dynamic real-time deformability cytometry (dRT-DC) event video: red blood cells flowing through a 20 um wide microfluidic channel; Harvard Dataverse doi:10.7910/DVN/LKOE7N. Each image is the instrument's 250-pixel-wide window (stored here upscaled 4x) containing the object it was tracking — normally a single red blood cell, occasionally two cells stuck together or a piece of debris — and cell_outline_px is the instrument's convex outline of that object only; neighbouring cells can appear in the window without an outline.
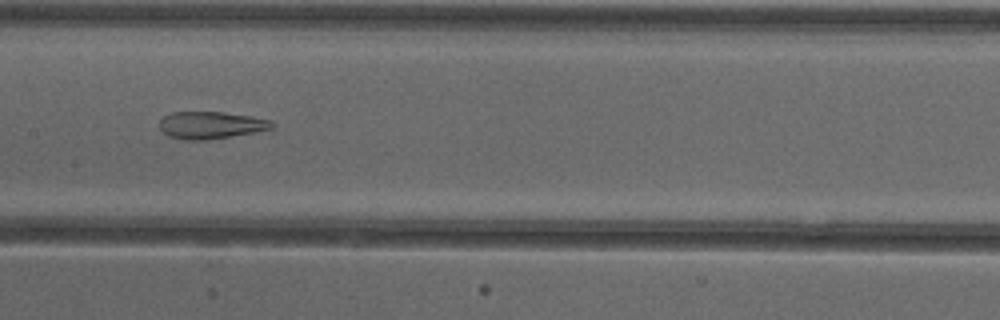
{"species": "common noctule bat (a hibernating species)", "species_latin": "Nyctalus noctula", "temperature_condition": "cold", "stored_images_in_passage": 37, "camera_frame_rate_fps": 3000, "um_per_image_px": 0.085, "animal": {"sex": "female"}, "frame": {"image": 1, "passage_image": 11, "time_ms": 3.333, "image_size_px": [1000, 320], "cell_outline_px": [[276, 124], [272, 128], [256, 132], [208, 140], [184, 140], [168, 136], [160, 128], [160, 120], [164, 116], [172, 112], [224, 112], [252, 116], [272, 120]], "centroid_in_image_um": [17.96, 10.64], "position_along_channel_um": 189.4, "area_um2": 17.98}}
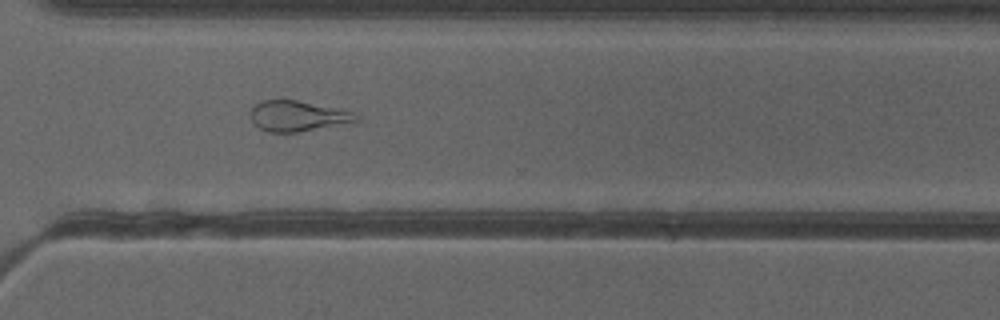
{"frame": {"image": 2, "passage_image": 23, "time_ms": 7.333, "image_size_px": [1000, 320], "cell_outline_px": [[360, 116], [356, 120], [296, 132], [268, 132], [260, 128], [252, 120], [252, 108], [260, 100], [296, 100], [340, 108], [356, 112]], "centroid_in_image_um": [25.3, 9.83], "position_along_channel_um": 345.3, "area_um2": 18.32}}
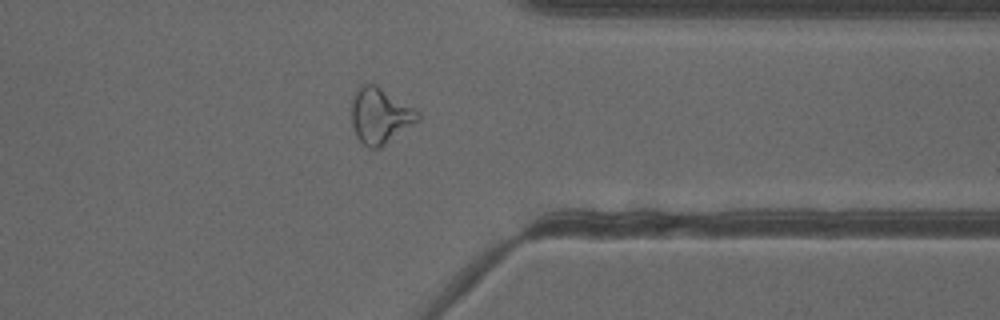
{"frame": {"image": 3, "passage_image": 26, "time_ms": 8.333, "image_size_px": [1000, 320], "cell_outline_px": [[420, 120], [380, 148], [368, 148], [356, 136], [352, 124], [352, 100], [356, 88], [360, 84], [376, 84], [420, 112]], "centroid_in_image_um": [32.3, 9.83], "position_along_channel_um": 379.1, "area_um2": 21.56}, "authors_computed_cell_mechanics": {"area_um2": 20.1144, "velocity_mm_per_s": 3.9237, "shape_relaxation_time_tau1_ms": null, "shape_relaxation_time_tau2_ms": 2.4788, "deformation_change_tau1": null, "deformation_change_tau2": 0.1378}}